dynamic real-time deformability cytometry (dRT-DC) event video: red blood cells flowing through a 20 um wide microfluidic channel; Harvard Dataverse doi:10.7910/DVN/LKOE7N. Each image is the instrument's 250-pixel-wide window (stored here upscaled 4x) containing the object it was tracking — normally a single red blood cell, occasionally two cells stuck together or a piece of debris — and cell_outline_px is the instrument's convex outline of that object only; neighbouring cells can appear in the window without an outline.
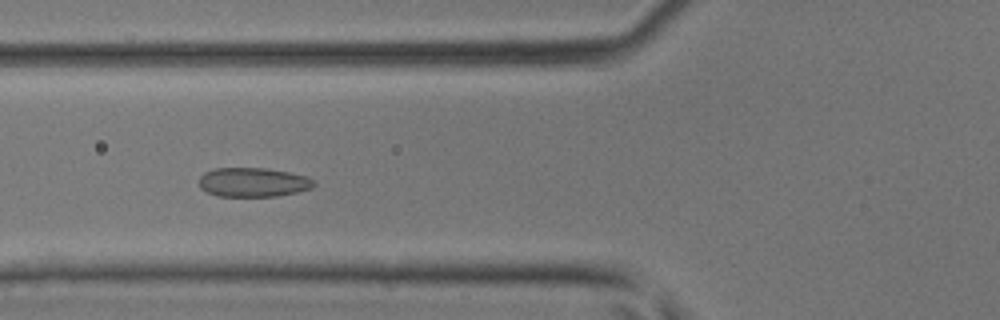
{"species": "common noctule bat (a hibernating species)", "species_latin": "Nyctalus noctula", "temperature_condition": "room temperature", "stored_images_in_passage": 46, "camera_frame_rate_fps": 3000, "um_per_image_px": 0.085, "animal": {"sex": "male", "body_mass_g": 17.9, "forearm_length_mm": 54.2}, "frame": {"image": 1, "passage_image": 18, "time_ms": 5.667, "image_size_px": [1000, 320], "cell_outline_px": [[316, 184], [312, 188], [296, 192], [276, 196], [216, 196], [200, 188], [200, 176], [204, 172], [216, 168], [264, 168], [288, 172], [308, 176]], "centroid_in_image_um": [21.51, 15.49], "position_along_channel_um": 104.3, "area_um2": 19.48}}
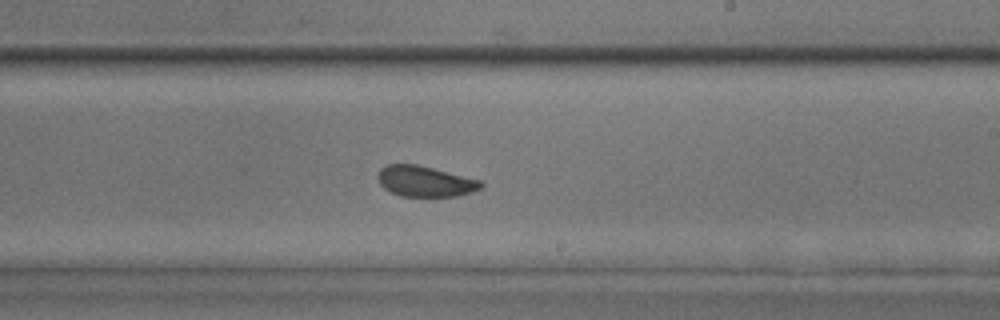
{"frame": {"image": 2, "passage_image": 28, "time_ms": 9.0, "image_size_px": [1000, 320], "cell_outline_px": [[484, 184], [480, 188], [472, 192], [456, 196], [400, 196], [384, 188], [380, 184], [376, 176], [380, 168], [388, 164], [416, 164], [480, 180]], "centroid_in_image_um": [36.09, 15.41], "position_along_channel_um": 252.9, "area_um2": 18.32}}
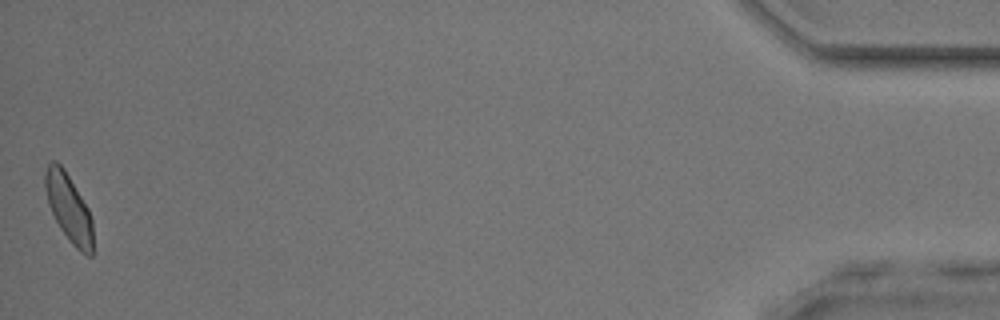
{"frame": {"image": 3, "passage_image": 46, "time_ms": 15.0, "image_size_px": [1000, 320], "cell_outline_px": [[92, 256], [88, 256], [80, 252], [68, 240], [60, 228], [48, 204], [44, 188], [44, 172], [48, 164], [52, 160], [56, 160], [64, 168], [88, 208], [92, 220]], "centroid_in_image_um": [5.82, 17.66], "position_along_channel_um": 429.4, "area_um2": 18.9}}